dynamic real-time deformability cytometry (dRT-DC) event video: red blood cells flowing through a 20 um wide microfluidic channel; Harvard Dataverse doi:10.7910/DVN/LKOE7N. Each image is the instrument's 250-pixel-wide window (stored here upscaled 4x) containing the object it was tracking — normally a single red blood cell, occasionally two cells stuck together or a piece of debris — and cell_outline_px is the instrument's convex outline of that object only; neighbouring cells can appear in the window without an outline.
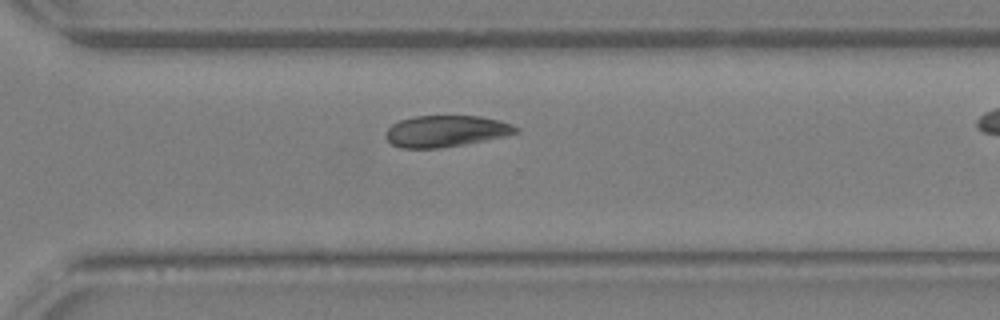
{"species": "Egyptian fruit bat (a non-hibernating species)", "species_latin": "Rousettus aegyptiacus", "temperature_condition": "warm", "stored_images_in_passage": 21, "camera_frame_rate_fps": 3000, "um_per_image_px": 0.085, "animal": {"sex": "female"}, "frame": {"image": 1, "passage_image": 18, "time_ms": 5.667, "image_size_px": [1000, 320], "cell_outline_px": [[520, 132], [508, 136], [464, 144], [440, 148], [400, 148], [392, 144], [384, 136], [384, 132], [392, 124], [400, 120], [416, 116], [480, 116], [512, 124], [520, 128]], "centroid_in_image_um": [37.91, 11.15], "position_along_channel_um": 332.7, "area_um2": 23.99}}